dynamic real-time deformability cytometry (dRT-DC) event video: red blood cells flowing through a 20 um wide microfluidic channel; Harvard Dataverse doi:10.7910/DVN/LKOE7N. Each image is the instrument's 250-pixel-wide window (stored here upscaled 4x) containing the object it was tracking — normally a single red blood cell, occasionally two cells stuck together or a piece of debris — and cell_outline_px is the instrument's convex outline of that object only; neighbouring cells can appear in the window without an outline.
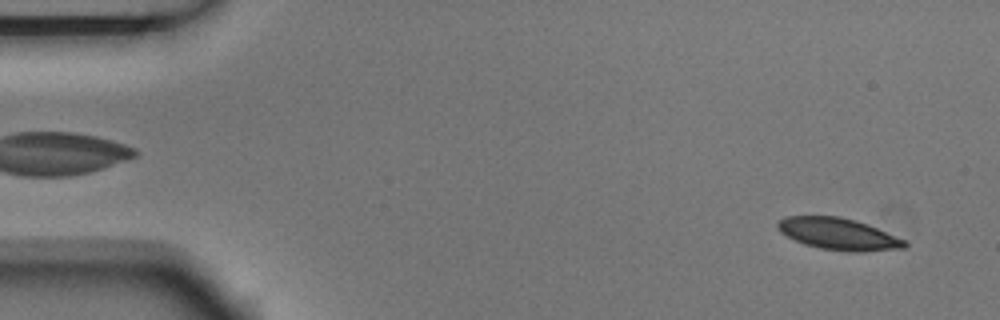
{"species": "Egyptian fruit bat (a non-hibernating species)", "species_latin": "Rousettus aegyptiacus", "temperature_condition": "room temperature", "stored_images_in_passage": 5, "segment_of_instrument_passage": [1, 2], "camera_frame_rate_fps": 3000, "um_per_image_px": 0.085, "animal": {"sex": "male"}, "frame": {"image": 1, "passage_image": 1, "time_ms": 0.0, "image_size_px": [1000, 320], "cell_outline_px": [[908, 244], [904, 248], [864, 252], [848, 252], [820, 248], [804, 244], [780, 232], [776, 224], [784, 216], [840, 216], [856, 220], [868, 224], [908, 240]], "centroid_in_image_um": [71.32, 19.89], "position_along_channel_um": 13.7, "area_um2": 23.76}}
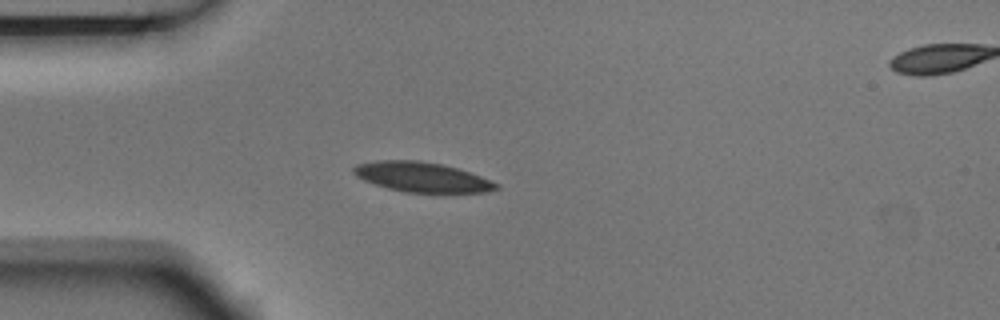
{"frame": {"image": 2, "passage_image": 4, "time_ms": 1.0, "image_size_px": [1000, 320], "cell_outline_px": [[500, 188], [488, 192], [444, 196], [404, 192], [388, 188], [364, 180], [356, 176], [352, 172], [352, 168], [356, 164], [376, 160], [420, 160], [440, 164], [456, 168], [480, 176], [500, 184]], "centroid_in_image_um": [35.94, 15.11], "position_along_channel_um": 49.1, "area_um2": 25.89}}